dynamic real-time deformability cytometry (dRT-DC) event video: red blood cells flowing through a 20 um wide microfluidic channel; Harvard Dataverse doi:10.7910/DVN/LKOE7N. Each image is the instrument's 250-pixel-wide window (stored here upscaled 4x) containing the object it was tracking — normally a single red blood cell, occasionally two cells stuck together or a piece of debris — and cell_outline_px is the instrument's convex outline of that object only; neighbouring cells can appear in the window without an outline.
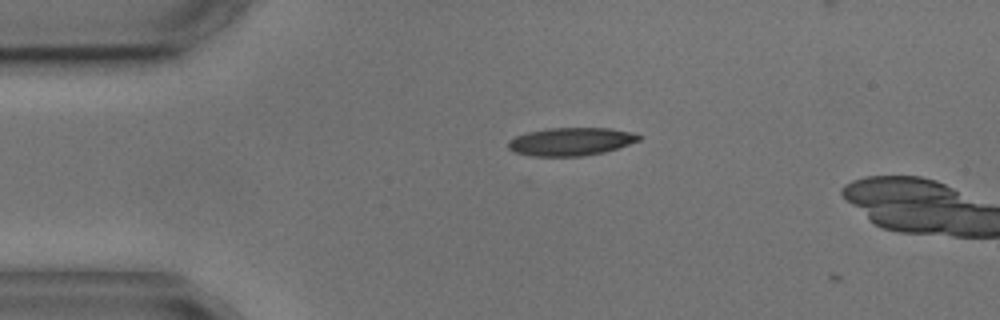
{"species": "common noctule bat (a hibernating species)", "species_latin": "Nyctalus noctula", "temperature_condition": "cold", "stored_images_in_passage": 2, "camera_frame_rate_fps": 3000, "um_per_image_px": 0.085, "animal": {"sex": "male", "body_mass_g": 17.9, "forearm_length_mm": 54.2}, "frame": {"image": 1, "passage_image": 1, "time_ms": 0.0, "image_size_px": [1000, 320], "cell_outline_px": [[644, 136], [640, 140], [604, 152], [580, 156], [532, 156], [512, 152], [508, 148], [508, 140], [516, 136], [528, 132], [548, 128], [612, 128], [636, 132]], "centroid_in_image_um": [48.54, 12.02], "position_along_channel_um": 36.5, "area_um2": 21.5}}